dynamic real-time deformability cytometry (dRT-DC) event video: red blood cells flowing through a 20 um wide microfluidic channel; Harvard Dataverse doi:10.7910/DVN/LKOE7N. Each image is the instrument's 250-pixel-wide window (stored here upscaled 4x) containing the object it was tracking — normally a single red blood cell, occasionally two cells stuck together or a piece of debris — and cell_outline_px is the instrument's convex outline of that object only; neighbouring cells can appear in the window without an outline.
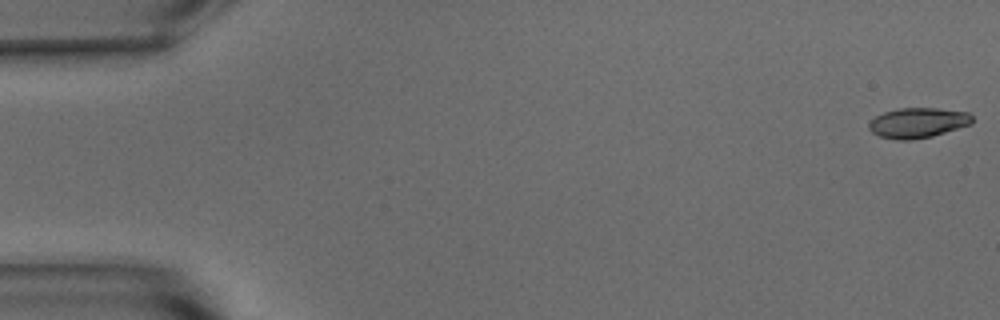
{"species": "common noctule bat (a hibernating species)", "species_latin": "Nyctalus noctula", "temperature_condition": "warm", "stored_images_in_passage": 50, "camera_frame_rate_fps": 3000, "um_per_image_px": 0.085, "animal": {"sex": "male", "body_mass_g": 15.6}, "frame": {"image": 1, "passage_image": 1, "time_ms": 0.0, "image_size_px": [1000, 320], "cell_outline_px": [[972, 124], [932, 136], [908, 140], [896, 140], [880, 136], [872, 132], [868, 128], [868, 124], [876, 116], [884, 112], [900, 108], [940, 108], [968, 112], [972, 116]], "centroid_in_image_um": [78.03, 10.43], "position_along_channel_um": 7.0, "area_um2": 18.09}}
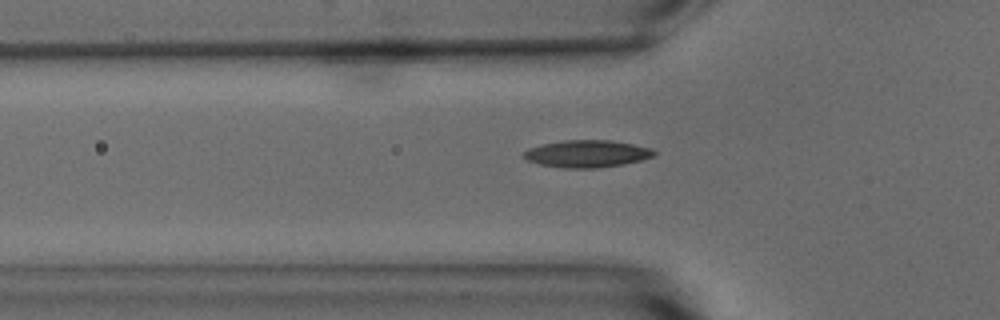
{"frame": {"image": 2, "passage_image": 18, "time_ms": 5.667, "image_size_px": [1000, 320], "cell_outline_px": [[656, 156], [624, 164], [596, 168], [564, 168], [540, 164], [528, 160], [520, 156], [528, 148], [544, 144], [564, 140], [612, 140], [652, 148], [656, 152]], "centroid_in_image_um": [49.91, 13.07], "position_along_channel_um": 75.9, "area_um2": 20.69}}
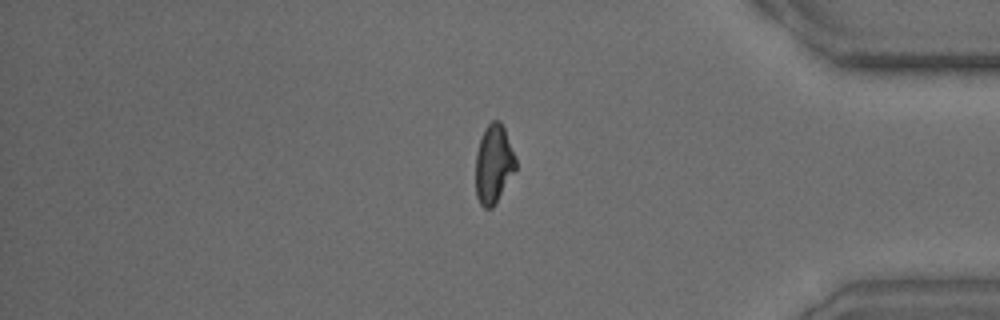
{"frame": {"image": 3, "passage_image": 45, "time_ms": 14.667, "image_size_px": [1000, 320], "cell_outline_px": [[516, 168], [492, 208], [484, 208], [480, 204], [476, 196], [476, 152], [484, 128], [492, 120], [500, 120], [504, 128], [516, 156]], "centroid_in_image_um": [41.95, 13.91], "position_along_channel_um": 393.2, "area_um2": 18.26}, "authors_computed_cell_mechanics": {"area_um2": 18.785, "velocity_mm_per_s": 3.7986, "shape_relaxation_time_tau1_ms": 3.9798, "shape_relaxation_time_tau2_ms": 2.2119, "deformation_change_tau1": 0.183, "deformation_change_tau2": 0.0908}}